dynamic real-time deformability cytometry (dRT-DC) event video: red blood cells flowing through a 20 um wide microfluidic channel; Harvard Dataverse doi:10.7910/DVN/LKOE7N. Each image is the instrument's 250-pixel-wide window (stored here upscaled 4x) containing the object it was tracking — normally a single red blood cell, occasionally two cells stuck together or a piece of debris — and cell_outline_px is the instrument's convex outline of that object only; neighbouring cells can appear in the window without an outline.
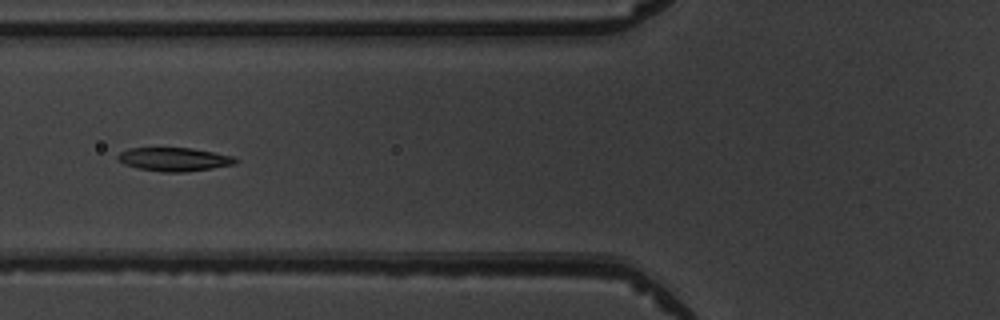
{"species": "common noctule bat (a hibernating species)", "species_latin": "Nyctalus noctula", "temperature_condition": "warm", "stored_images_in_passage": 7, "camera_frame_rate_fps": 3000, "um_per_image_px": 0.085, "animal": {"sex": "male", "body_mass_g": 19.5, "forearm_length_mm": 54.6}, "frame": {"image": 1, "passage_image": 6, "time_ms": 6.667, "image_size_px": [1000, 320], "cell_outline_px": [[240, 160], [232, 164], [212, 168], [184, 172], [160, 172], [136, 168], [124, 164], [116, 156], [120, 152], [128, 148], [192, 148], [232, 156]], "centroid_in_image_um": [14.77, 13.54], "position_along_channel_um": 111.0, "area_um2": 16.07}}
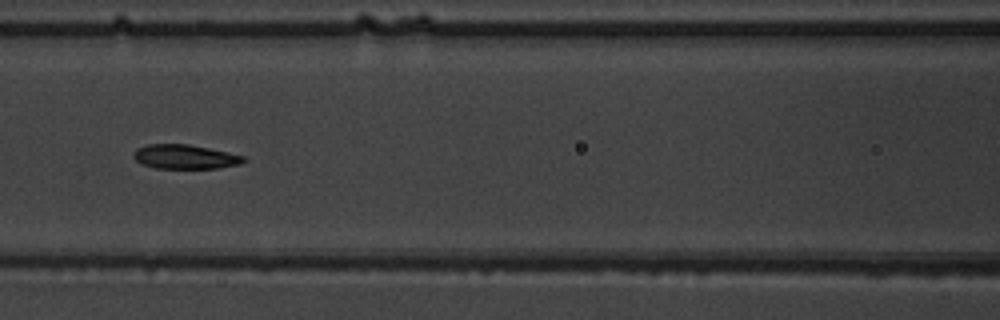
{"frame": {"image": 2, "passage_image": 7, "time_ms": 7.667, "image_size_px": [1000, 320], "cell_outline_px": [[248, 160], [240, 164], [216, 168], [156, 168], [144, 164], [136, 160], [132, 156], [132, 152], [136, 148], [148, 144], [188, 144], [228, 152], [244, 156]], "centroid_in_image_um": [15.72, 13.32], "position_along_channel_um": 150.9, "area_um2": 15.55}}